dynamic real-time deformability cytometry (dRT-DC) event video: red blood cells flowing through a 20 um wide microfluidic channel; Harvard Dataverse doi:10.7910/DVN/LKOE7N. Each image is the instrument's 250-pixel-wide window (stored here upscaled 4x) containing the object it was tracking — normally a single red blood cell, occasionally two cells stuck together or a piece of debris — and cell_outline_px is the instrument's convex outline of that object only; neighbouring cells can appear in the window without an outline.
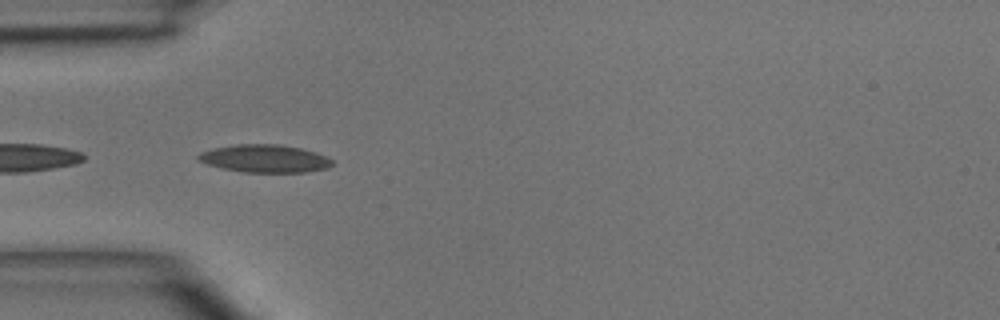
{"species": "common noctule bat (a hibernating species)", "species_latin": "Nyctalus noctula", "temperature_condition": "room temperature", "stored_images_in_passage": 6, "camera_frame_rate_fps": 3000, "um_per_image_px": 0.085, "animal": {"sex": "male", "body_mass_g": 15.6}, "frame": {"image": 1, "passage_image": 4, "time_ms": 3.333, "image_size_px": [1000, 320], "cell_outline_px": [[332, 164], [328, 168], [304, 172], [244, 172], [224, 168], [208, 164], [196, 160], [196, 156], [200, 152], [212, 148], [236, 144], [280, 144], [300, 148], [316, 152], [328, 156], [332, 160]], "centroid_in_image_um": [22.5, 13.47], "position_along_channel_um": 62.5, "area_um2": 21.73}}
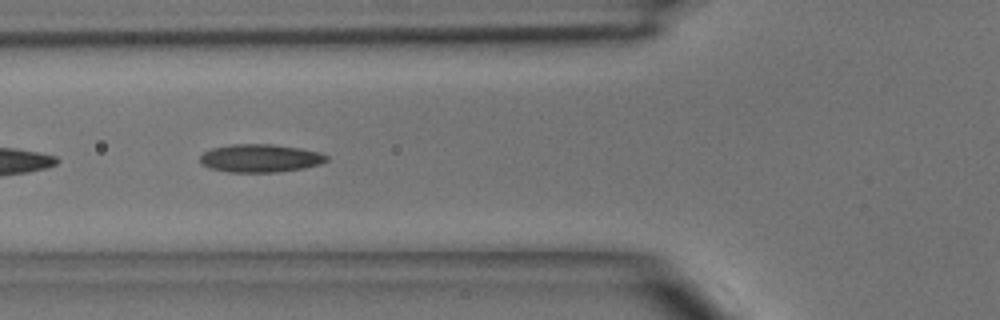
{"frame": {"image": 2, "passage_image": 5, "time_ms": 4.333, "image_size_px": [1000, 320], "cell_outline_px": [[328, 160], [320, 164], [304, 168], [276, 172], [228, 172], [212, 168], [200, 164], [200, 156], [204, 152], [212, 148], [232, 144], [272, 144], [300, 148], [320, 152], [328, 156]], "centroid_in_image_um": [22.13, 13.44], "position_along_channel_um": 103.7, "area_um2": 20.69}}